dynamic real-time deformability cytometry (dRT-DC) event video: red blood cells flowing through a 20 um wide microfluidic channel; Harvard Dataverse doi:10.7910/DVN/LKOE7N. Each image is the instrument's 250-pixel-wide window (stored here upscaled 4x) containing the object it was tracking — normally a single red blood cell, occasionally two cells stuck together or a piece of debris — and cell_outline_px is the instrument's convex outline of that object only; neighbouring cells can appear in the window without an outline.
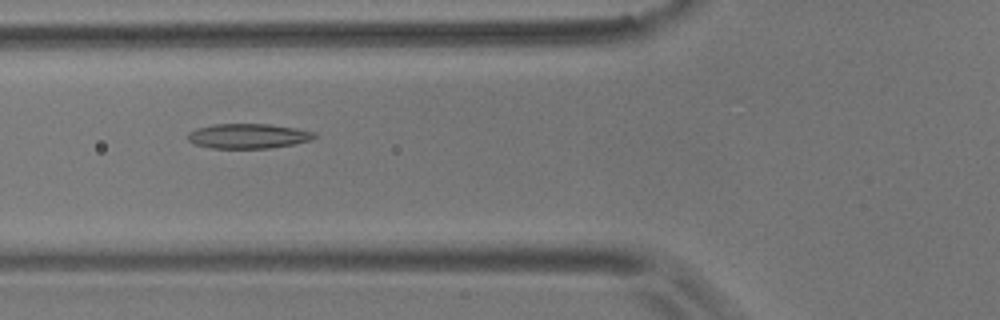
{"species": "common noctule bat (a hibernating species)", "species_latin": "Nyctalus noctula", "temperature_condition": "room temperature", "stored_images_in_passage": 43, "camera_frame_rate_fps": 3000, "um_per_image_px": 0.085, "animal": {"sex": "male", "body_mass_g": 17.9}, "frame": {"image": 1, "passage_image": 7, "time_ms": 2.0, "image_size_px": [1000, 320], "cell_outline_px": [[320, 136], [312, 140], [292, 144], [268, 148], [212, 148], [196, 144], [188, 140], [188, 132], [196, 128], [212, 124], [268, 124], [296, 128], [316, 132]], "centroid_in_image_um": [21.13, 11.55], "position_along_channel_um": 104.7, "area_um2": 18.38}}
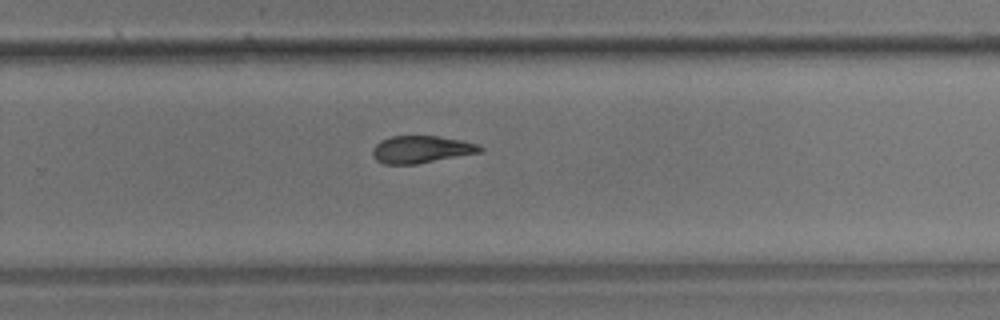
{"frame": {"image": 2, "passage_image": 23, "time_ms": 7.333, "image_size_px": [1000, 320], "cell_outline_px": [[484, 148], [480, 152], [416, 164], [384, 164], [376, 160], [372, 156], [372, 148], [380, 140], [392, 136], [436, 136], [460, 140], [480, 144]], "centroid_in_image_um": [35.78, 12.7], "position_along_channel_um": 294.0, "area_um2": 17.05}}
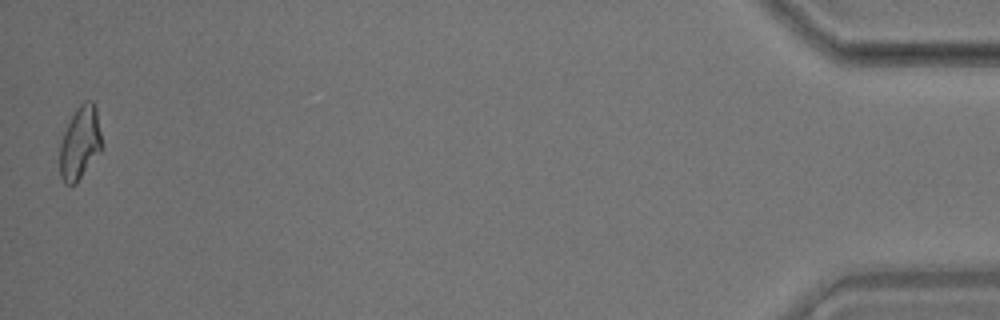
{"frame": {"image": 3, "passage_image": 42, "time_ms": 13.667, "image_size_px": [1000, 320], "cell_outline_px": [[104, 144], [100, 152], [76, 184], [64, 184], [60, 176], [60, 144], [64, 132], [76, 108], [84, 100], [92, 100], [96, 108]], "centroid_in_image_um": [6.83, 12.15], "position_along_channel_um": 428.4, "area_um2": 18.09}, "authors_computed_cell_mechanics": {"area_um2": 17.8024, "velocity_mm_per_s": 3.5471, "shape_relaxation_time_tau1_ms": null, "shape_relaxation_time_tau2_ms": 4.9188, "deformation_change_tau1": null, "deformation_change_tau2": 0.128}}